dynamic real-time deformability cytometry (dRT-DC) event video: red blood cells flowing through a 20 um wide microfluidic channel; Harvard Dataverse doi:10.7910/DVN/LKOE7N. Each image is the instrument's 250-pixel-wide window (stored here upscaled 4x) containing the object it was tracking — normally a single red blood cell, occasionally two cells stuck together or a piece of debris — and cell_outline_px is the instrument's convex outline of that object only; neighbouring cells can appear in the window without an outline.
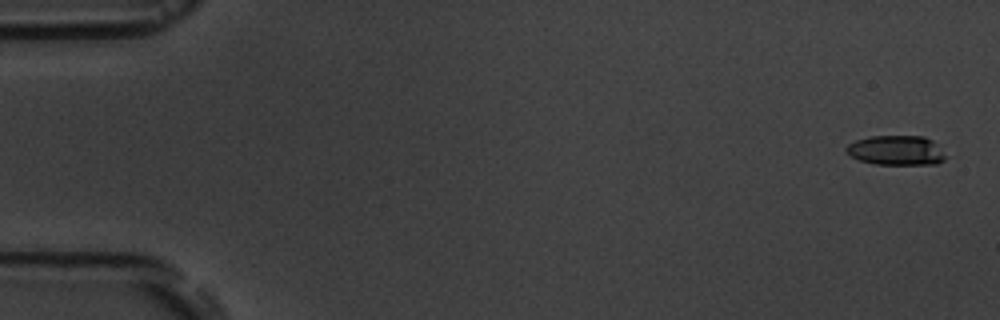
{"species": "common noctule bat (a hibernating species)", "species_latin": "Nyctalus noctula", "temperature_condition": "room temperature", "stored_images_in_passage": 6, "camera_frame_rate_fps": 3000, "um_per_image_px": 0.085, "animal": {"sex": "male", "body_mass_g": 19.5, "forearm_length_mm": 54.6}, "frame": {"image": 1, "passage_image": 1, "time_ms": 0.0, "image_size_px": [1000, 320], "cell_outline_px": [[948, 156], [944, 160], [936, 164], [876, 164], [860, 160], [852, 156], [844, 148], [848, 144], [856, 140], [872, 136], [924, 136], [932, 140]], "centroid_in_image_um": [76.22, 12.78], "position_along_channel_um": 8.8, "area_um2": 17.11}}
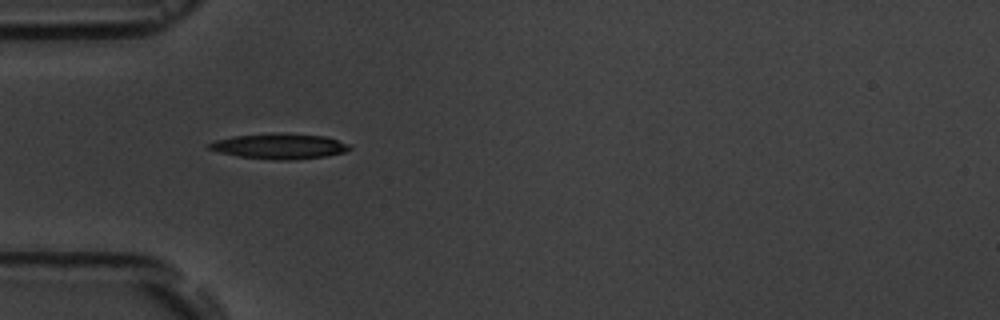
{"frame": {"image": 2, "passage_image": 5, "time_ms": 5.333, "image_size_px": [1000, 320], "cell_outline_px": [[352, 148], [344, 152], [328, 156], [292, 160], [272, 160], [240, 156], [220, 152], [208, 148], [208, 144], [212, 140], [232, 136], [276, 132], [288, 132], [324, 136], [352, 144]], "centroid_in_image_um": [23.78, 12.41], "position_along_channel_um": 61.2, "area_um2": 21.21}}
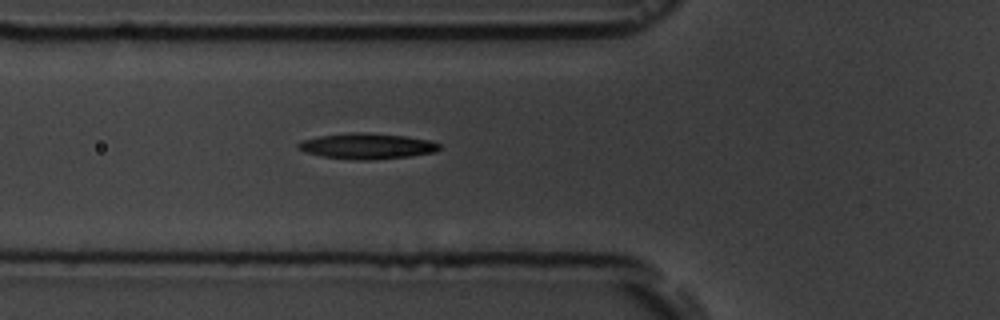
{"frame": {"image": 3, "passage_image": 6, "time_ms": 6.333, "image_size_px": [1000, 320], "cell_outline_px": [[440, 148], [436, 152], [408, 156], [372, 160], [356, 160], [324, 156], [304, 152], [296, 148], [296, 144], [300, 140], [320, 136], [348, 132], [364, 132], [404, 136], [432, 140], [440, 144]], "centroid_in_image_um": [31.17, 12.41], "position_along_channel_um": 94.6, "area_um2": 21.27}}